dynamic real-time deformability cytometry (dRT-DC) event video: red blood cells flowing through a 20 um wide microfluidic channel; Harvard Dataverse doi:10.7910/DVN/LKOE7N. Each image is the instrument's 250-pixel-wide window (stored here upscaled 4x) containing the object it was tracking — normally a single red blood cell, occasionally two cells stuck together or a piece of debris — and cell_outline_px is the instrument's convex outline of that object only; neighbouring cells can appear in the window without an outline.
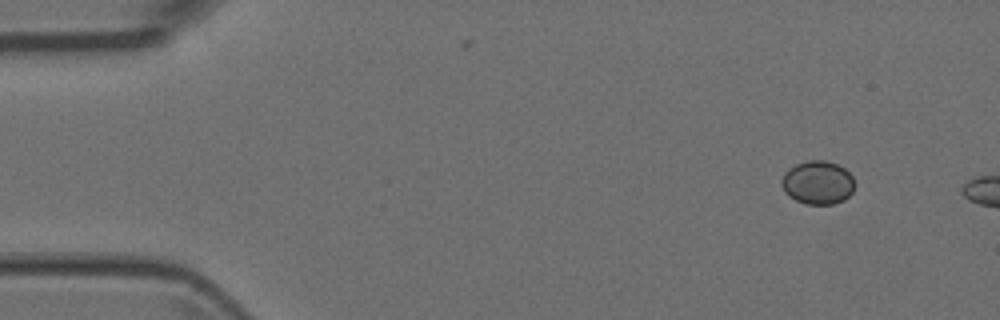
{"species": "Egyptian fruit bat (a non-hibernating species)", "species_latin": "Rousettus aegyptiacus", "temperature_condition": "room temperature", "stored_images_in_passage": 2, "camera_frame_rate_fps": 3000, "um_per_image_px": 0.085, "animal": {"sex": "female"}, "frame": {"image": 1, "passage_image": 1, "time_ms": 0.0, "image_size_px": [1000, 320], "cell_outline_px": [[856, 184], [852, 192], [844, 200], [832, 204], [804, 204], [788, 196], [784, 192], [780, 184], [780, 180], [784, 172], [788, 168], [796, 164], [808, 160], [824, 160], [836, 164], [844, 168], [852, 176]], "centroid_in_image_um": [69.48, 15.52], "position_along_channel_um": 15.5, "area_um2": 18.79}}